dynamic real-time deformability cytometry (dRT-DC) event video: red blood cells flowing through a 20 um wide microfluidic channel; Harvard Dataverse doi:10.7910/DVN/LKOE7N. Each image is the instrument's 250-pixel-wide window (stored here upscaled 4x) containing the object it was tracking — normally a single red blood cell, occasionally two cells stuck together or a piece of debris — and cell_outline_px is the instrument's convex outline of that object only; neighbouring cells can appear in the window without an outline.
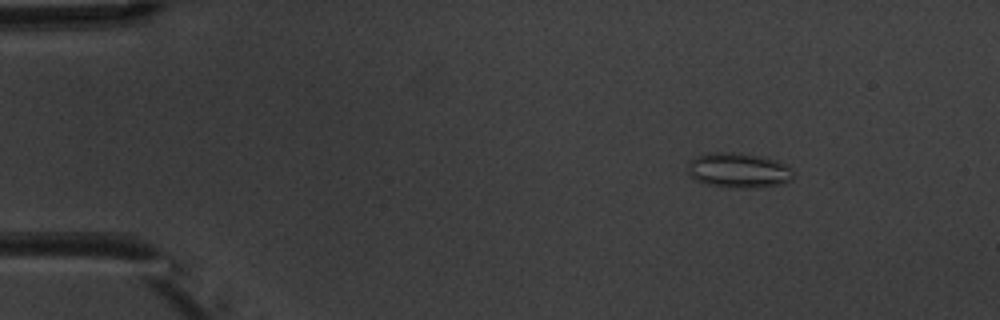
{"species": "common noctule bat (a hibernating species)", "species_latin": "Nyctalus noctula", "temperature_condition": "warm", "stored_images_in_passage": 4, "camera_frame_rate_fps": 3000, "um_per_image_px": 0.085, "animal": {"sex": "male", "body_mass_g": 20.1, "forearm_length_mm": 53.5}, "frame": {"image": 1, "passage_image": 2, "time_ms": 1.333, "image_size_px": [1000, 320], "cell_outline_px": [[792, 180], [780, 184], [756, 188], [728, 188], [704, 184], [696, 180], [688, 172], [688, 164], [696, 156], [708, 152], [732, 152], [764, 156], [776, 160], [792, 168]], "centroid_in_image_um": [62.77, 14.48], "position_along_channel_um": 22.2, "area_um2": 21.79}}
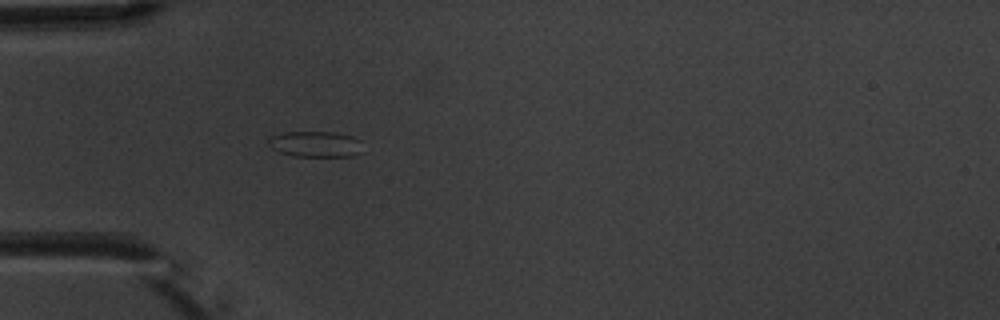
{"frame": {"image": 2, "passage_image": 4, "time_ms": 4.333, "image_size_px": [1000, 320], "cell_outline_px": [[360, 152], [352, 156], [292, 156], [280, 152], [272, 148], [268, 144], [268, 136], [284, 132], [336, 132], [352, 136], [360, 140]], "centroid_in_image_um": [26.77, 12.24], "position_along_channel_um": 58.2, "area_um2": 14.22}}